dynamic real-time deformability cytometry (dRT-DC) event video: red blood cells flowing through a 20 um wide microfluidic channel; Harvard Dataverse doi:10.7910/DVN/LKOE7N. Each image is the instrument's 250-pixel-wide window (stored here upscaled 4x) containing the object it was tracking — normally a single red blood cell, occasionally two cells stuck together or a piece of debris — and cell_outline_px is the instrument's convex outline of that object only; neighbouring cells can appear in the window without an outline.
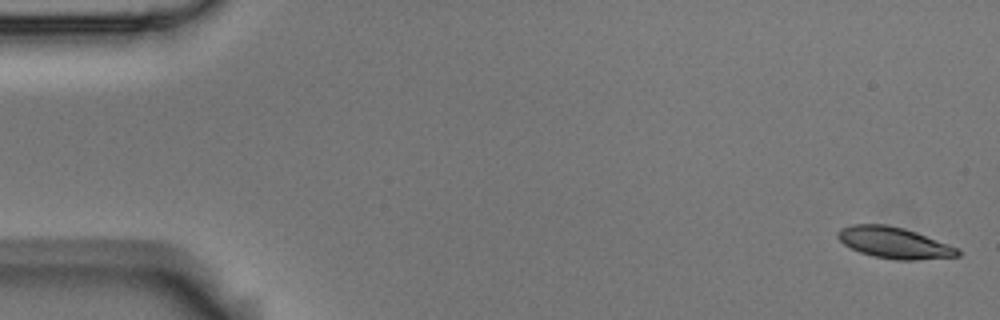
{"species": "Egyptian fruit bat (a non-hibernating species)", "species_latin": "Rousettus aegyptiacus", "temperature_condition": "room temperature", "stored_images_in_passage": 6, "segment_of_instrument_passage": [1, 2], "camera_frame_rate_fps": 3000, "um_per_image_px": 0.085, "animal": {"sex": "male"}, "frame": {"image": 1, "passage_image": 1, "time_ms": 0.0, "image_size_px": [1000, 320], "cell_outline_px": [[960, 256], [916, 260], [896, 260], [872, 256], [860, 252], [844, 244], [836, 236], [836, 232], [840, 228], [852, 224], [888, 224], [904, 228], [916, 232], [960, 248]], "centroid_in_image_um": [76.01, 20.63], "position_along_channel_um": 9.0, "area_um2": 22.02}}
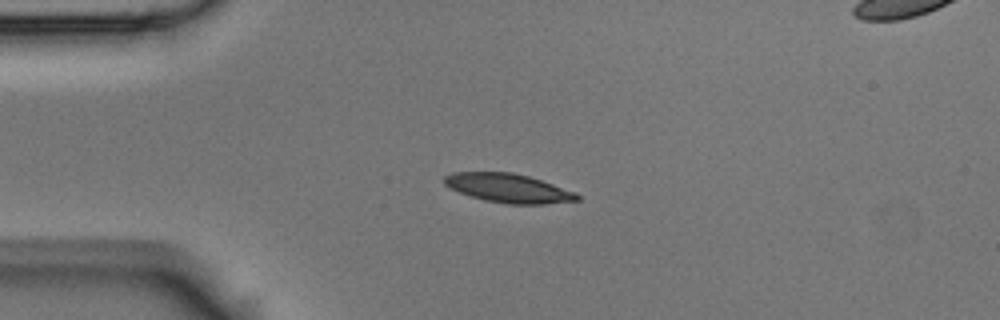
{"frame": {"image": 2, "passage_image": 4, "time_ms": 1.0, "image_size_px": [1000, 320], "cell_outline_px": [[580, 200], [544, 204], [504, 204], [484, 200], [468, 196], [444, 184], [444, 176], [452, 172], [512, 172], [528, 176], [576, 192], [580, 196]], "centroid_in_image_um": [43.21, 16.0], "position_along_channel_um": 41.8, "area_um2": 22.37}}